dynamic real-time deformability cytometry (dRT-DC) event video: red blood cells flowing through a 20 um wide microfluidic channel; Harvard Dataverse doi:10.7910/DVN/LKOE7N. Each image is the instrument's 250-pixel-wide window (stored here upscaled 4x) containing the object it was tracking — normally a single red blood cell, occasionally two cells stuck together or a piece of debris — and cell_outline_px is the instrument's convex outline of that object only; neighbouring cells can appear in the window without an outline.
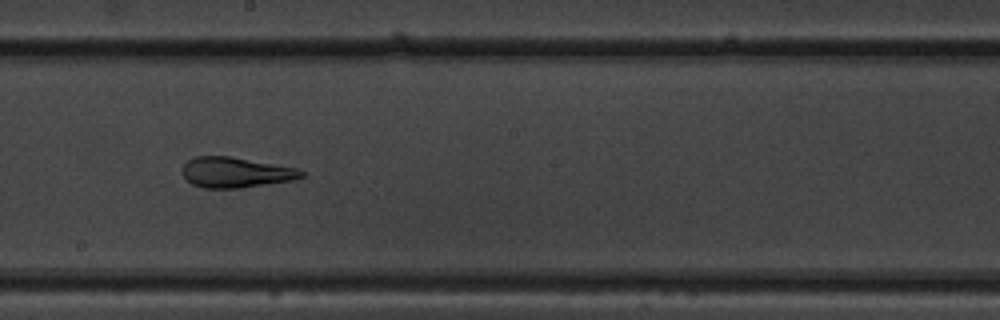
{"species": "common noctule bat (a hibernating species)", "species_latin": "Nyctalus noctula", "temperature_condition": "warm", "stored_images_in_passage": 52, "camera_frame_rate_fps": 3000, "um_per_image_px": 0.085, "animal": {"sex": "male", "body_mass_g": 19.5, "forearm_length_mm": 54.6}, "frame": {"image": 1, "passage_image": 29, "time_ms": 9.333, "image_size_px": [1000, 320], "cell_outline_px": [[304, 176], [292, 180], [240, 188], [204, 188], [192, 184], [180, 172], [184, 164], [188, 160], [196, 156], [228, 156], [296, 168], [304, 172]], "centroid_in_image_um": [19.99, 14.66], "position_along_channel_um": 228.2, "area_um2": 20.87}}
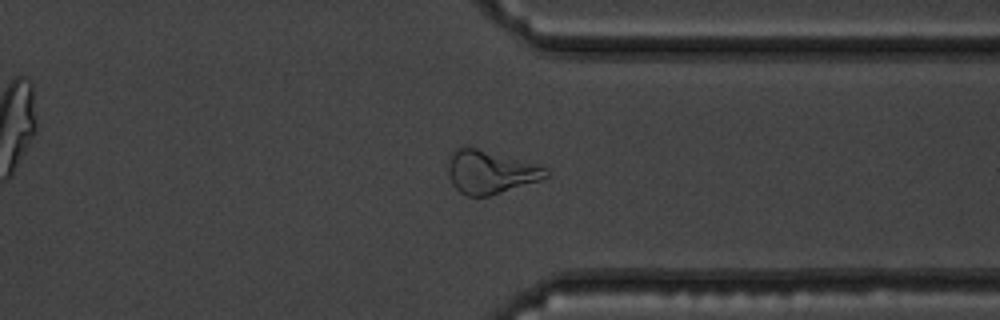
{"frame": {"image": 2, "passage_image": 40, "time_ms": 13.0, "image_size_px": [1000, 320], "cell_outline_px": [[548, 176], [540, 180], [488, 196], [468, 196], [460, 192], [452, 184], [448, 172], [448, 164], [452, 148], [476, 148], [536, 164], [548, 168]], "centroid_in_image_um": [41.65, 14.62], "position_along_channel_um": 369.7, "area_um2": 24.28}}
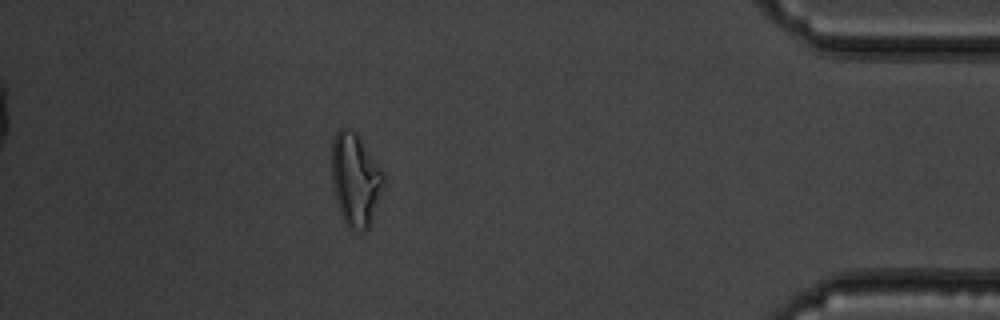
{"frame": {"image": 3, "passage_image": 46, "time_ms": 15.0, "image_size_px": [1000, 320], "cell_outline_px": [[384, 184], [380, 196], [368, 228], [364, 232], [360, 232], [348, 228], [344, 224], [332, 188], [332, 140], [336, 132], [340, 128], [352, 128], [360, 136], [384, 172]], "centroid_in_image_um": [30.2, 15.25], "position_along_channel_um": 405.0, "area_um2": 28.44}, "authors_computed_cell_mechanics": {"area_um2": 25.8944, "velocity_mm_per_s": 3.8832, "shape_relaxation_time_tau1_ms": 8.2604, "shape_relaxation_time_tau2_ms": 1.2814, "deformation_change_tau1": 0.2277, "deformation_change_tau2": 0.0708}}